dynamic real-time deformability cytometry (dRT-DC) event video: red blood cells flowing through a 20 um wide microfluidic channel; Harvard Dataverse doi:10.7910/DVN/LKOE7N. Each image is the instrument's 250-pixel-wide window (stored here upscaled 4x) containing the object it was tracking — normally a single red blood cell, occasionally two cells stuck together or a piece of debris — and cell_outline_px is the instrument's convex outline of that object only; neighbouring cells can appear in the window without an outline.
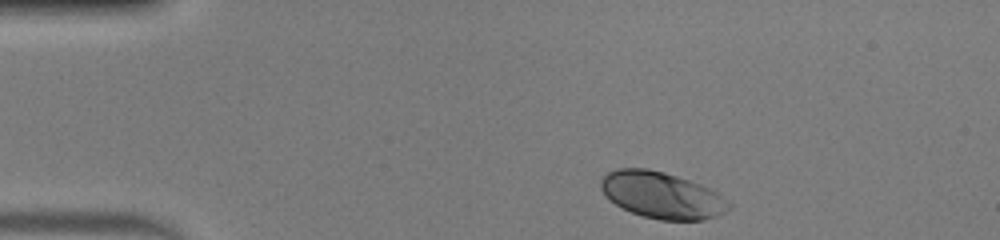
{"species": "human", "species_latin": "Homo sapiens", "temperature_condition": "warm", "stored_images_in_passage": 37, "camera_frame_rate_fps": 3000, "um_per_image_px": 0.085, "donor": {"sex": "male"}, "frame": {"image": 1, "passage_image": 1, "time_ms": 0.0, "image_size_px": [1000, 240], "cell_outline_px": [[732, 208], [716, 216], [704, 220], [660, 220], [644, 216], [632, 212], [616, 204], [600, 188], [600, 180], [608, 172], [616, 168], [648, 168], [664, 172], [700, 184], [716, 192], [728, 200], [732, 204]], "centroid_in_image_um": [56.28, 16.59], "position_along_channel_um": 28.7, "area_um2": 34.45}}
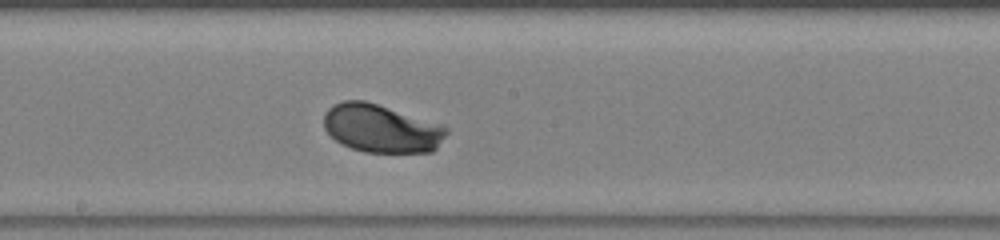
{"frame": {"image": 2, "passage_image": 20, "time_ms": 6.333, "image_size_px": [1000, 240], "cell_outline_px": [[448, 132], [436, 148], [432, 152], [364, 152], [352, 148], [336, 140], [324, 128], [324, 112], [332, 104], [344, 100], [364, 100], [444, 124], [448, 128]], "centroid_in_image_um": [32.43, 10.9], "position_along_channel_um": 215.8, "area_um2": 34.51}}
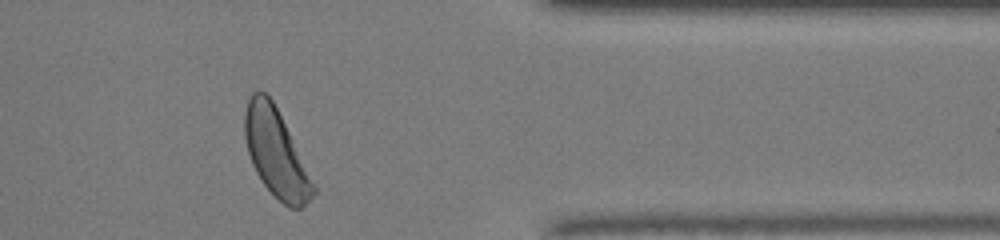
{"frame": {"image": 3, "passage_image": 34, "time_ms": 11.0, "image_size_px": [1000, 240], "cell_outline_px": [[316, 192], [300, 208], [288, 208], [260, 180], [252, 164], [248, 152], [244, 136], [244, 112], [248, 100], [252, 92], [256, 88], [264, 92], [272, 100], [316, 184]], "centroid_in_image_um": [23.44, 12.98], "position_along_channel_um": 388.0, "area_um2": 34.74}, "authors_computed_cell_mechanics": {"area_um2": 34.2176, "velocity_mm_per_s": 4.0491, "shape_relaxation_time_tau1_ms": 1.4787, "shape_relaxation_time_tau2_ms": null, "deformation_change_tau1": 0.1155, "deformation_change_tau2": null}}